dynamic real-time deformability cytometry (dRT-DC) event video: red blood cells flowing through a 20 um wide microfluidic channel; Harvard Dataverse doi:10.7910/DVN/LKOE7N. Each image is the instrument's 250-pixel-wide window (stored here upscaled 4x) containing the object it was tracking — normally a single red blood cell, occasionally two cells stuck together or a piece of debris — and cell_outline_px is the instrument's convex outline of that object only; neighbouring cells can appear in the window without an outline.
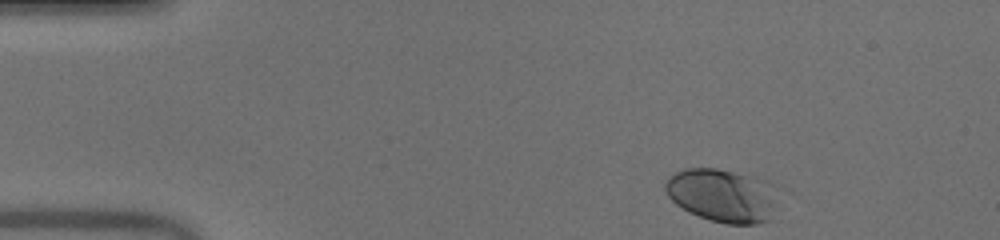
{"species": "human", "species_latin": "Homo sapiens", "temperature_condition": "warm", "stored_images_in_passage": 45, "camera_frame_rate_fps": 3000, "um_per_image_px": 0.085, "donor": {"sex": "male"}, "frame": {"image": 1, "passage_image": 1, "time_ms": 0.0, "image_size_px": [1000, 240], "cell_outline_px": [[776, 208], [772, 220], [760, 224], [724, 224], [688, 212], [676, 204], [668, 196], [664, 188], [664, 180], [668, 176], [684, 168], [716, 168], [756, 176], [768, 180], [776, 188]], "centroid_in_image_um": [61.44, 16.6], "position_along_channel_um": 23.6, "area_um2": 35.89}}
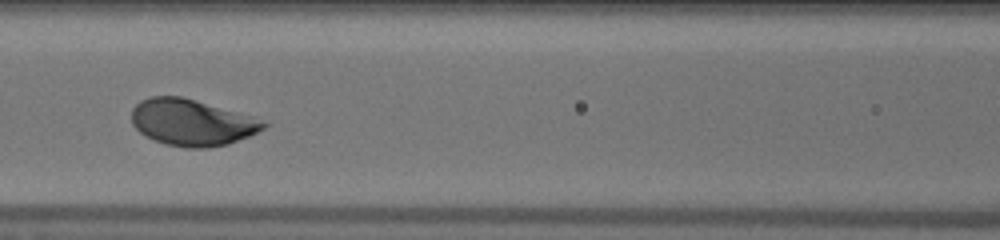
{"frame": {"image": 2, "passage_image": 17, "time_ms": 5.333, "image_size_px": [1000, 240], "cell_outline_px": [[268, 124], [264, 128], [248, 136], [228, 144], [208, 148], [184, 148], [164, 144], [140, 132], [132, 124], [132, 108], [140, 100], [152, 96], [180, 96], [248, 116]], "centroid_in_image_um": [16.23, 10.42], "position_along_channel_um": 150.4, "area_um2": 34.97}}
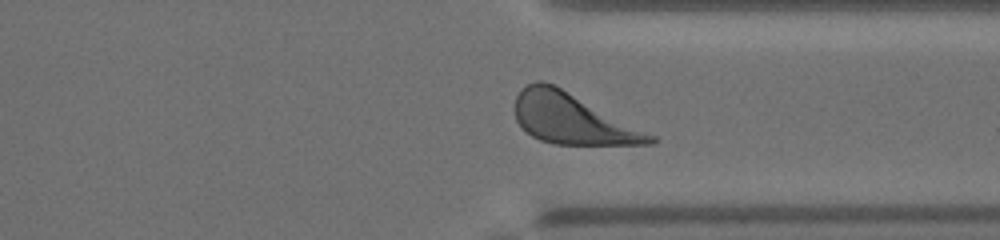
{"frame": {"image": 3, "passage_image": 33, "time_ms": 10.667, "image_size_px": [1000, 240], "cell_outline_px": [[660, 140], [652, 144], [556, 144], [540, 140], [532, 136], [516, 120], [516, 96], [528, 84], [536, 80], [544, 80], [656, 136]], "centroid_in_image_um": [48.65, 10.11], "position_along_channel_um": 362.8, "area_um2": 38.73}, "authors_computed_cell_mechanics": {"area_um2": 36.1828, "velocity_mm_per_s": 4.0009, "shape_relaxation_time_tau1_ms": 1.8721, "shape_relaxation_time_tau2_ms": 3.6921, "deformation_change_tau1": 0.1311, "deformation_change_tau2": 0.1236}}